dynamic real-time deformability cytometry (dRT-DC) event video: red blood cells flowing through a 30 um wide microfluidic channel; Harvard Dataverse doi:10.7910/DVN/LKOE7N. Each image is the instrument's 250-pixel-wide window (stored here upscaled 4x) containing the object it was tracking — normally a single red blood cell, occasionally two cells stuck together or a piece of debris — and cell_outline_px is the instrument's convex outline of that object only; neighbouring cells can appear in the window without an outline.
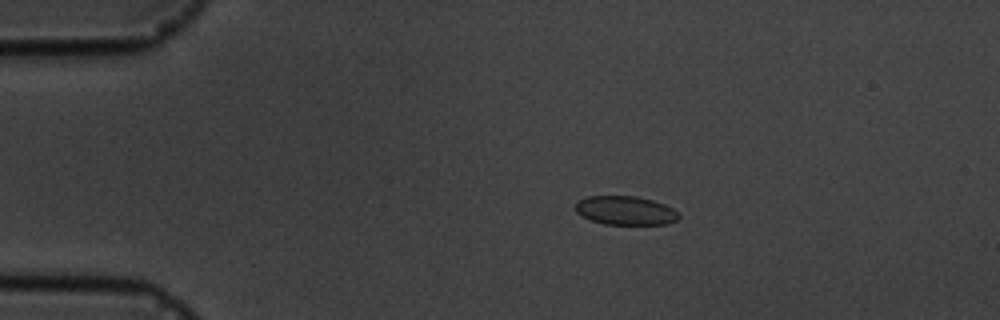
{"species": "common noctule bat (a hibernating species)", "species_latin": "Nyctalus noctula", "temperature_condition": "cold", "stored_images_in_passage": 9, "camera_frame_rate_fps": 3000, "um_per_image_px": 0.085, "animal": {"sex": "male", "body_mass_g": 19.5, "forearm_length_mm": 54.6}, "frame": {"image": 1, "passage_image": 2, "time_ms": 1.333, "image_size_px": [1000, 320], "cell_outline_px": [[680, 216], [676, 220], [668, 224], [604, 224], [592, 220], [576, 212], [576, 204], [580, 200], [588, 196], [636, 196], [652, 200], [664, 204], [672, 208]], "centroid_in_image_um": [53.18, 17.89], "position_along_channel_um": 31.8, "area_um2": 17.11}}
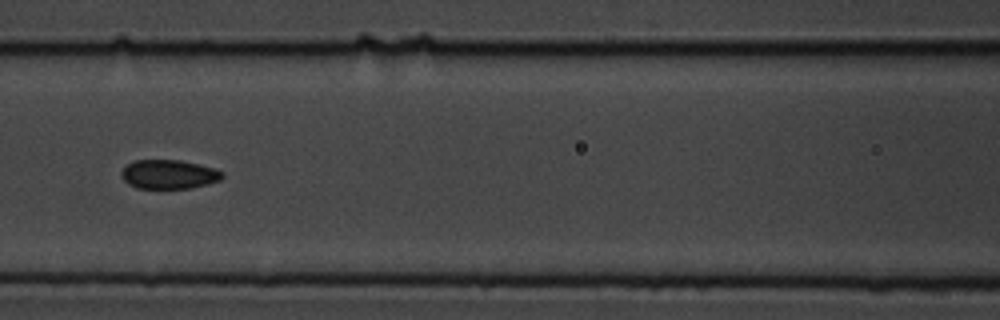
{"frame": {"image": 2, "passage_image": 6, "time_ms": 6.0, "image_size_px": [1000, 320], "cell_outline_px": [[224, 176], [220, 180], [208, 184], [192, 188], [136, 188], [128, 184], [124, 180], [120, 172], [128, 164], [136, 160], [180, 160], [216, 168], [224, 172]], "centroid_in_image_um": [14.38, 14.82], "position_along_channel_um": 152.2, "area_um2": 17.17}}
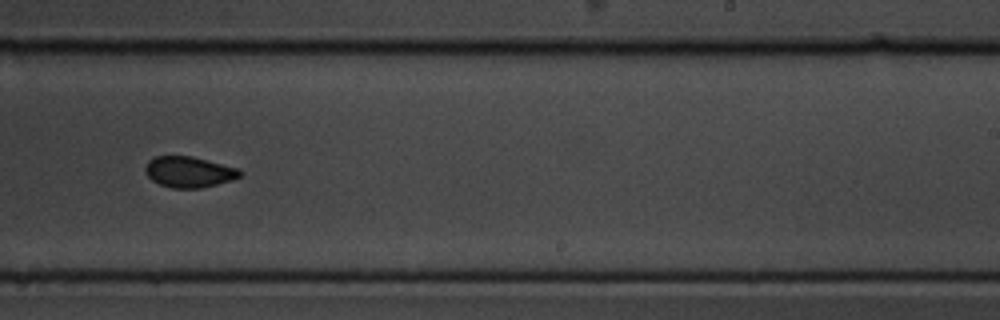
{"frame": {"image": 3, "passage_image": 9, "time_ms": 9.333, "image_size_px": [1000, 320], "cell_outline_px": [[244, 172], [240, 176], [232, 180], [200, 188], [172, 188], [160, 184], [152, 180], [144, 172], [144, 168], [148, 160], [156, 156], [192, 156], [240, 168]], "centroid_in_image_um": [16.07, 14.6], "position_along_channel_um": 272.9, "area_um2": 17.17}}